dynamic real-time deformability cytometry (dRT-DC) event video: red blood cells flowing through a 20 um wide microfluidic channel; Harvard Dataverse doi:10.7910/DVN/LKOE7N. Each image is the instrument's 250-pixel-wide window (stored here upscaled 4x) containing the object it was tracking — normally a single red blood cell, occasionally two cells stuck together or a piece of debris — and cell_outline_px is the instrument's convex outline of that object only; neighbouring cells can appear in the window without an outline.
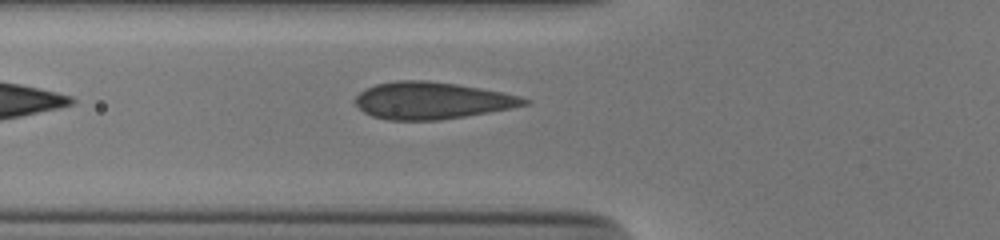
{"species": "human", "species_latin": "Homo sapiens", "temperature_condition": "cold", "stored_images_in_passage": 33, "camera_frame_rate_fps": 3000, "um_per_image_px": 0.085, "donor": {"sex": "male"}, "frame": {"image": 1, "passage_image": 2, "time_ms": 0.333, "image_size_px": [1000, 240], "cell_outline_px": [[532, 100], [528, 104], [488, 112], [440, 120], [388, 120], [372, 116], [364, 112], [356, 104], [356, 96], [364, 88], [376, 84], [396, 80], [424, 80], [456, 84], [504, 92], [520, 96]], "centroid_in_image_um": [36.69, 8.54], "position_along_channel_um": 89.1, "area_um2": 36.3}}
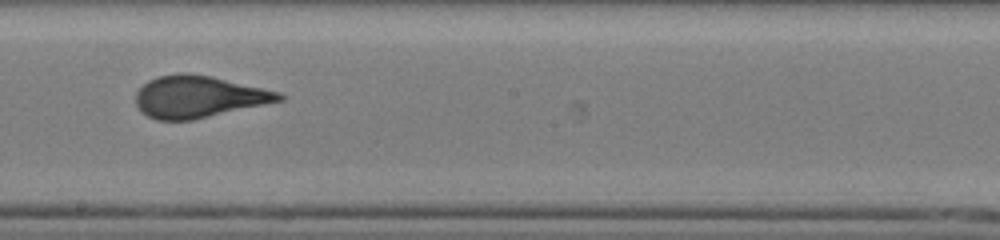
{"frame": {"image": 2, "passage_image": 13, "time_ms": 4.0, "image_size_px": [1000, 240], "cell_outline_px": [[284, 100], [192, 120], [156, 120], [148, 116], [136, 104], [136, 92], [148, 80], [160, 76], [180, 72], [188, 72], [208, 76], [280, 92], [284, 96]], "centroid_in_image_um": [16.86, 8.22], "position_along_channel_um": 231.3, "area_um2": 34.51}}
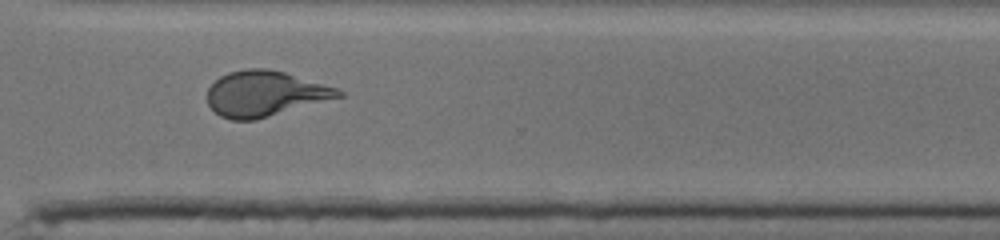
{"frame": {"image": 3, "passage_image": 22, "time_ms": 7.0, "image_size_px": [1000, 240], "cell_outline_px": [[344, 96], [256, 120], [232, 120], [220, 116], [208, 104], [208, 88], [220, 76], [228, 72], [244, 68], [268, 68], [284, 72], [336, 88], [344, 92]], "centroid_in_image_um": [22.51, 7.96], "position_along_channel_um": 348.1, "area_um2": 34.62}}